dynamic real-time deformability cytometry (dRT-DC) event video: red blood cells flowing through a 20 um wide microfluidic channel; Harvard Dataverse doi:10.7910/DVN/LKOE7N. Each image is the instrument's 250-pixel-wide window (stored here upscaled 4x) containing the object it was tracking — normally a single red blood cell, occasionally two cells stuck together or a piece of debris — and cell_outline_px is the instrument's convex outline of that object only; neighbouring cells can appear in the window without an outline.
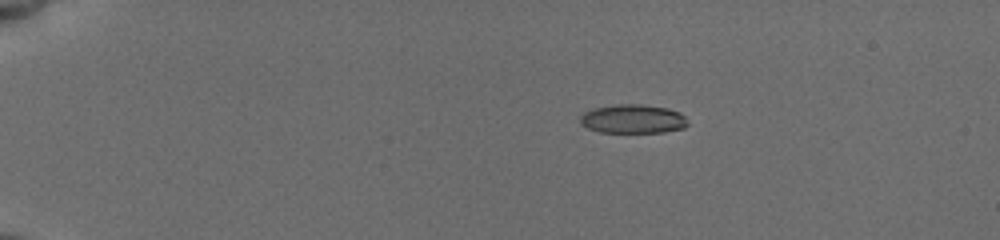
{"species": "common noctule bat (a hibernating species)", "species_latin": "Nyctalus noctula", "temperature_condition": "cold", "stored_images_in_passage": 30, "camera_frame_rate_fps": 3000, "um_per_image_px": 0.085, "animal": {"sex": "female", "body_mass_g": 19.5, "forearm_length_mm": 54.1}, "frame": {"image": 1, "passage_image": 6, "time_ms": 3.667, "image_size_px": [1000, 240], "cell_outline_px": [[688, 124], [684, 128], [664, 132], [600, 132], [588, 128], [580, 124], [580, 116], [584, 112], [596, 108], [620, 104], [640, 104], [664, 108], [680, 112], [684, 116]], "centroid_in_image_um": [53.79, 10.12], "position_along_channel_um": 31.2, "area_um2": 17.92}}
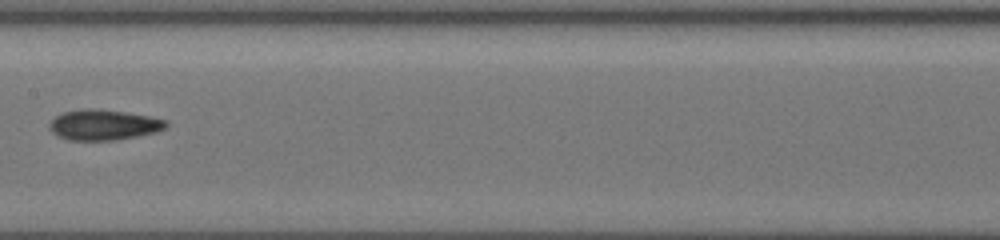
{"frame": {"image": 2, "passage_image": 16, "time_ms": 10.333, "image_size_px": [1000, 240], "cell_outline_px": [[168, 124], [164, 128], [156, 132], [116, 140], [68, 140], [56, 136], [48, 128], [48, 124], [56, 116], [64, 112], [80, 108], [100, 108], [128, 112], [168, 120]], "centroid_in_image_um": [8.78, 10.6], "position_along_channel_um": 198.6, "area_um2": 20.98}}
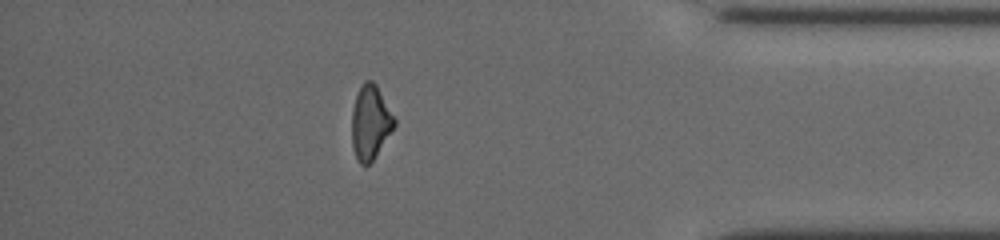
{"frame": {"image": 3, "passage_image": 26, "time_ms": 16.333, "image_size_px": [1000, 240], "cell_outline_px": [[396, 124], [372, 160], [368, 164], [360, 164], [356, 160], [352, 148], [352, 108], [356, 96], [364, 80], [372, 80], [376, 84], [396, 120]], "centroid_in_image_um": [31.46, 10.4], "position_along_channel_um": 403.7, "area_um2": 18.15}}